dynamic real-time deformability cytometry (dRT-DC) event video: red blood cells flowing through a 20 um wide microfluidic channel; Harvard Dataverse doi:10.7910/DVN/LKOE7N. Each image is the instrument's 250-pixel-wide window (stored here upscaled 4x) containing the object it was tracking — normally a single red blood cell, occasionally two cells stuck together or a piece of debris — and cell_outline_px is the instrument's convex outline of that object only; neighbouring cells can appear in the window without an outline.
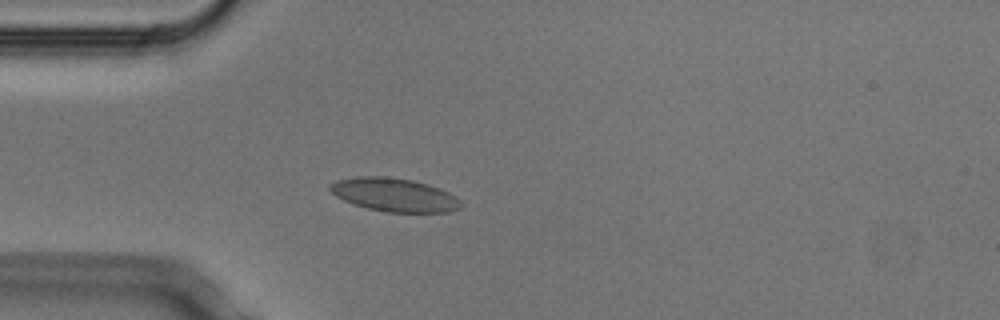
{"species": "Egyptian fruit bat (a non-hibernating species)", "species_latin": "Rousettus aegyptiacus", "temperature_condition": "cold", "stored_images_in_passage": 5, "camera_frame_rate_fps": 3000, "um_per_image_px": 0.085, "animal": {"sex": "male"}, "frame": {"image": 1, "passage_image": 5, "time_ms": 1.333, "image_size_px": [1000, 320], "cell_outline_px": [[464, 204], [460, 208], [448, 212], [388, 212], [368, 208], [352, 204], [336, 196], [328, 188], [336, 180], [360, 176], [384, 176], [412, 180], [428, 184], [440, 188], [456, 196]], "centroid_in_image_um": [33.55, 16.56], "position_along_channel_um": 51.5, "area_um2": 25.49}}